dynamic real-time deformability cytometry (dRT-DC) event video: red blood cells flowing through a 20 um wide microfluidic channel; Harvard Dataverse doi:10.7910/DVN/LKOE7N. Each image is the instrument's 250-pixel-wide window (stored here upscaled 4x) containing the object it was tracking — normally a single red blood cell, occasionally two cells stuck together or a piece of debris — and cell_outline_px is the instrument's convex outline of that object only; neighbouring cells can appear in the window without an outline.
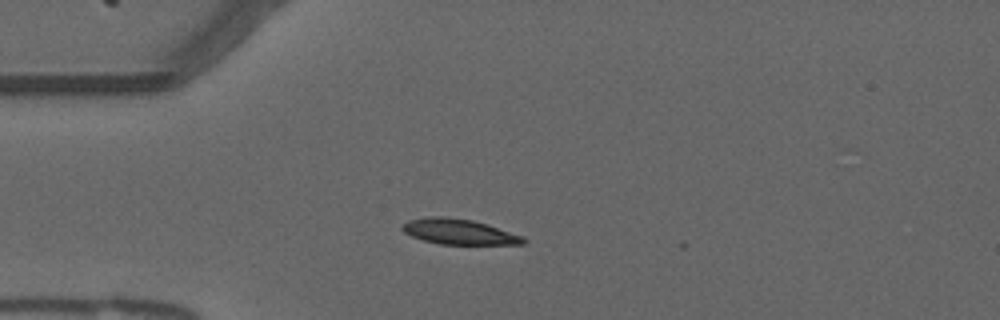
{"species": "common noctule bat (a hibernating species)", "species_latin": "Nyctalus noctula", "temperature_condition": "warm", "stored_images_in_passage": 4, "camera_frame_rate_fps": 3000, "um_per_image_px": 0.085, "animal": {"sex": "male", "forearm_length_mm": 52.5}, "frame": {"image": 1, "passage_image": 2, "time_ms": 0.333, "image_size_px": [1000, 320], "cell_outline_px": [[528, 240], [524, 244], [440, 244], [424, 240], [412, 236], [404, 232], [400, 228], [408, 220], [432, 216], [444, 216], [472, 220], [488, 224], [524, 236]], "centroid_in_image_um": [39.05, 19.69], "position_along_channel_um": 45.9, "area_um2": 17.92}}